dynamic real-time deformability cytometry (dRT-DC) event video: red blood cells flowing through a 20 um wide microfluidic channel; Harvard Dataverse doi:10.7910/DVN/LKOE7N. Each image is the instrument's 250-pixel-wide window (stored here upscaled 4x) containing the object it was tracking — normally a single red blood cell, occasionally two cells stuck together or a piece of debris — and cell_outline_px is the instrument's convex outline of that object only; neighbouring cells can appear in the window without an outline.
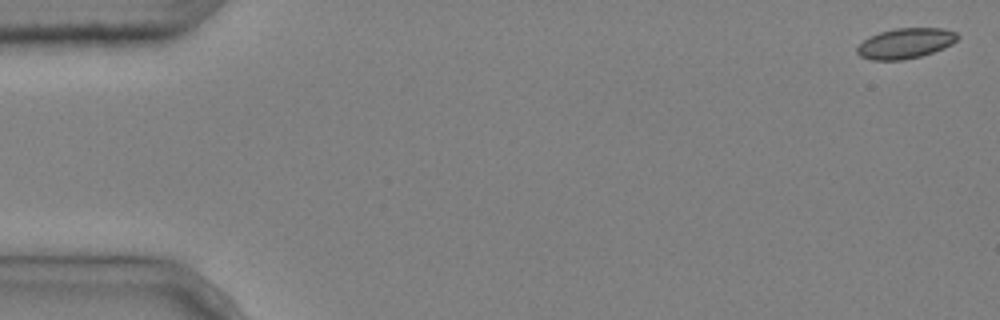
{"species": "common noctule bat (a hibernating species)", "species_latin": "Nyctalus noctula", "temperature_condition": "cold", "stored_images_in_passage": 4, "camera_frame_rate_fps": 3000, "um_per_image_px": 0.085, "animal": {"sex": "male", "body_mass_g": 20.4}, "frame": {"image": 1, "passage_image": 1, "time_ms": 0.0, "image_size_px": [1000, 320], "cell_outline_px": [[960, 36], [952, 44], [944, 48], [920, 56], [900, 60], [872, 60], [860, 56], [856, 52], [856, 48], [864, 40], [880, 32], [896, 28], [944, 28], [956, 32]], "centroid_in_image_um": [76.98, 3.68], "position_along_channel_um": 8.0, "area_um2": 17.63}}
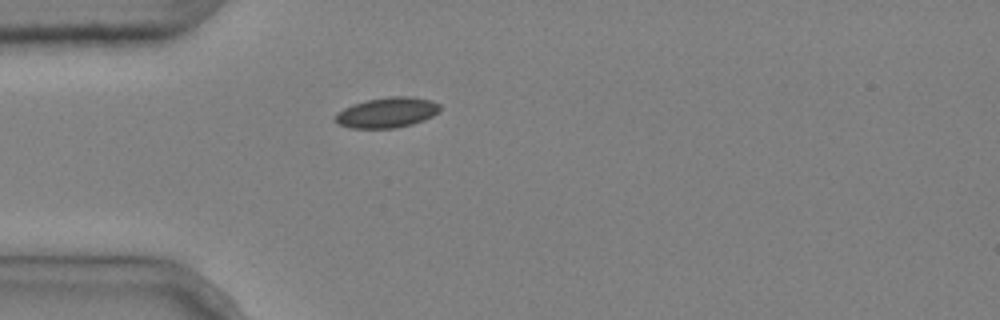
{"frame": {"image": 2, "passage_image": 4, "time_ms": 1.0, "image_size_px": [1000, 320], "cell_outline_px": [[440, 112], [424, 120], [412, 124], [396, 128], [348, 128], [332, 120], [336, 112], [352, 104], [368, 100], [388, 96], [412, 96], [432, 100], [440, 104]], "centroid_in_image_um": [32.89, 9.56], "position_along_channel_um": 52.1, "area_um2": 18.79}}